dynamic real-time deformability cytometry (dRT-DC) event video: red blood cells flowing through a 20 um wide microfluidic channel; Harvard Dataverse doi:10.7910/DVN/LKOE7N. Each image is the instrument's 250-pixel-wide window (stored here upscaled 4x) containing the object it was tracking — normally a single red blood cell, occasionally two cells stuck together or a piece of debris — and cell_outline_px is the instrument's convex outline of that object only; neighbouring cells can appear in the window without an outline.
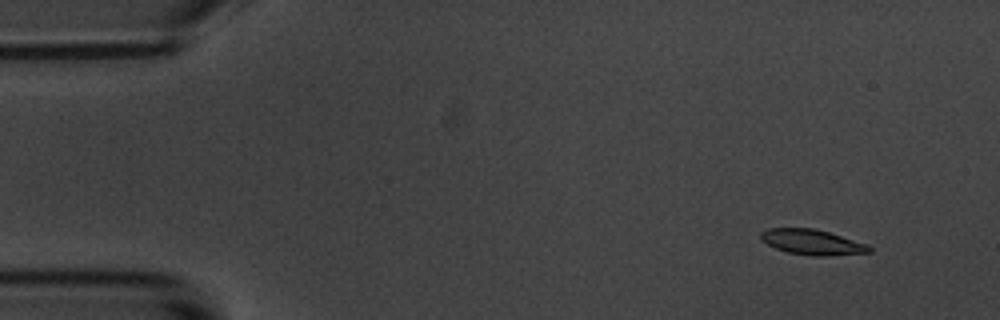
{"species": "common noctule bat (a hibernating species)", "species_latin": "Nyctalus noctula", "temperature_condition": "room temperature", "stored_images_in_passage": 9, "camera_frame_rate_fps": 3000, "um_per_image_px": 0.085, "animal": {"sex": "male", "body_mass_g": 20.1, "forearm_length_mm": 53.5}, "frame": {"image": 1, "passage_image": 2, "time_ms": 1.333, "image_size_px": [1000, 320], "cell_outline_px": [[872, 252], [828, 256], [812, 256], [788, 252], [776, 248], [760, 240], [760, 232], [768, 228], [812, 228], [828, 232], [868, 244], [872, 248]], "centroid_in_image_um": [69.04, 20.58], "position_along_channel_um": 16.0, "area_um2": 16.01}}
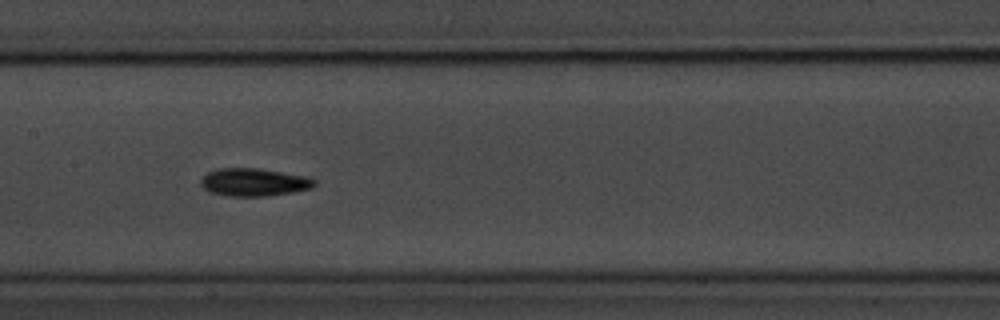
{"frame": {"image": 2, "passage_image": 8, "time_ms": 9.0, "image_size_px": [1000, 320], "cell_outline_px": [[316, 184], [312, 188], [292, 192], [268, 196], [228, 196], [208, 192], [200, 184], [200, 180], [208, 172], [216, 168], [260, 168], [308, 176], [316, 180]], "centroid_in_image_um": [21.59, 15.48], "position_along_channel_um": 185.8, "area_um2": 18.67}}
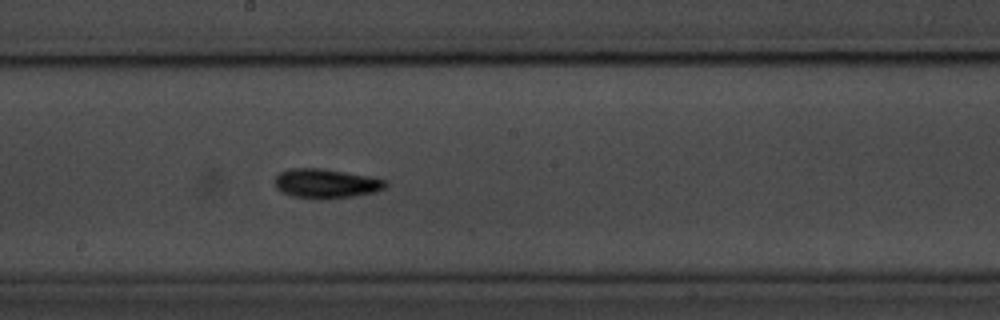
{"frame": {"image": 3, "passage_image": 9, "time_ms": 10.0, "image_size_px": [1000, 320], "cell_outline_px": [[388, 184], [384, 188], [376, 192], [352, 196], [292, 196], [280, 192], [276, 188], [272, 180], [280, 172], [288, 168], [320, 168], [368, 176], [384, 180]], "centroid_in_image_um": [27.65, 15.55], "position_along_channel_um": 220.6, "area_um2": 18.26}}